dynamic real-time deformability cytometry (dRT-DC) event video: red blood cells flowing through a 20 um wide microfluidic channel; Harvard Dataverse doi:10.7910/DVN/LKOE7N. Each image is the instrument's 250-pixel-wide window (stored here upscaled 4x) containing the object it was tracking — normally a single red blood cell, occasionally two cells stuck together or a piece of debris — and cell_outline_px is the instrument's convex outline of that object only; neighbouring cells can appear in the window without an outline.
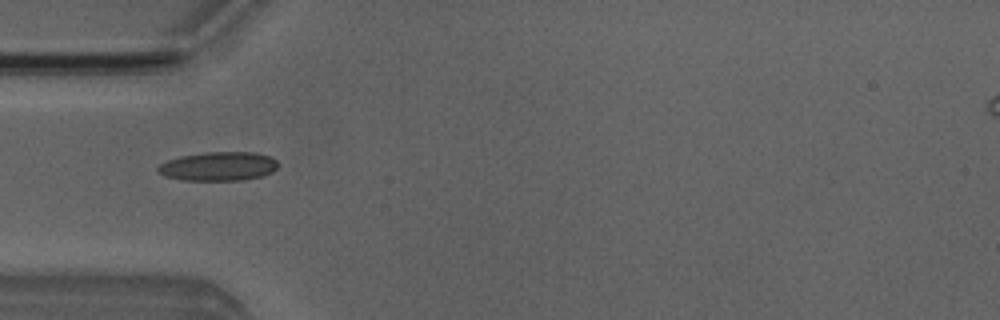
{"species": "Egyptian fruit bat (a non-hibernating species)", "species_latin": "Rousettus aegyptiacus", "temperature_condition": "room temperature", "stored_images_in_passage": 7, "camera_frame_rate_fps": 3000, "um_per_image_px": 0.085, "animal": {"sex": "male"}, "frame": {"image": 1, "passage_image": 5, "time_ms": 4.667, "image_size_px": [1000, 320], "cell_outline_px": [[276, 168], [272, 172], [264, 176], [244, 180], [180, 180], [164, 176], [156, 168], [160, 164], [168, 160], [180, 156], [204, 152], [256, 152], [268, 156], [276, 160]], "centroid_in_image_um": [18.56, 14.14], "position_along_channel_um": 66.4, "area_um2": 20.29}}